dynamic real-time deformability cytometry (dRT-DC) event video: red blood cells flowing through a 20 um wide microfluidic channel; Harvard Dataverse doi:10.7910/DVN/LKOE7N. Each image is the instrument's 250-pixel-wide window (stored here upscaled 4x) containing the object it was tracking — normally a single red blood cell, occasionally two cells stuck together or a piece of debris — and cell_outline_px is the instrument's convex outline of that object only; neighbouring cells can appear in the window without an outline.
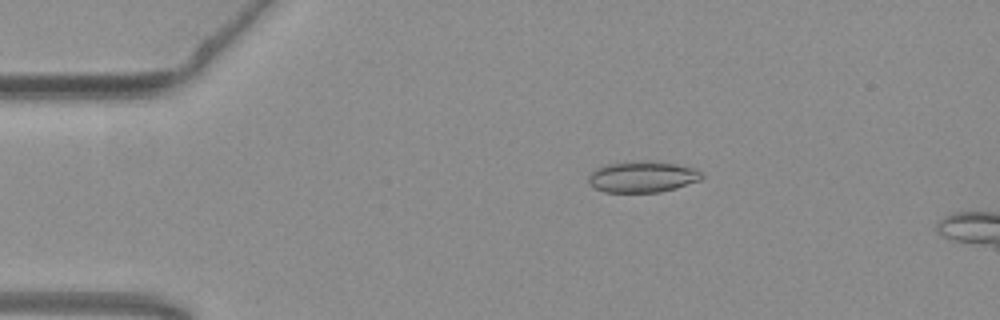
{"species": "common noctule bat (a hibernating species)", "species_latin": "Nyctalus noctula", "temperature_condition": "warm", "stored_images_in_passage": 14, "camera_frame_rate_fps": 3000, "um_per_image_px": 0.085, "animal": {"sex": "female", "body_mass_g": 19.3, "forearm_length_mm": 54.1}, "frame": {"image": 1, "passage_image": 10, "time_ms": 3.0, "image_size_px": [1000, 320], "cell_outline_px": [[704, 176], [700, 180], [676, 188], [660, 192], [604, 192], [588, 184], [588, 176], [596, 168], [604, 164], [640, 160], [652, 160], [676, 164], [696, 168]], "centroid_in_image_um": [54.6, 15.01], "position_along_channel_um": 30.4, "area_um2": 20.87}}